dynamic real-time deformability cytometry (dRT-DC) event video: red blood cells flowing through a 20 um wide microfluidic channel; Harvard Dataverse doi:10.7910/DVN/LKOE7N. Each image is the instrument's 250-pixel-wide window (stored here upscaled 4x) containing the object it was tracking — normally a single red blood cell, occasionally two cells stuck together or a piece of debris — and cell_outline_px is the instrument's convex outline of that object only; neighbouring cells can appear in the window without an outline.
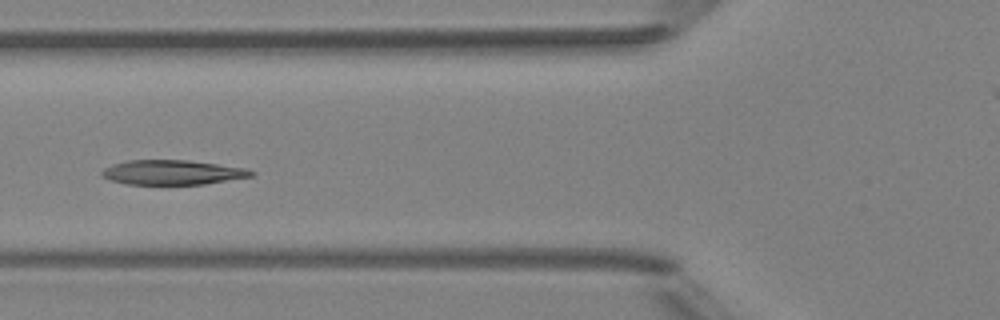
{"species": "Egyptian fruit bat (a non-hibernating species)", "species_latin": "Rousettus aegyptiacus", "temperature_condition": "room temperature", "stored_images_in_passage": 5, "camera_frame_rate_fps": 3000, "um_per_image_px": 0.085, "animal": {"sex": "female"}, "frame": {"image": 1, "passage_image": 4, "time_ms": 3.333, "image_size_px": [1000, 320], "cell_outline_px": [[256, 172], [252, 176], [204, 184], [128, 184], [112, 180], [100, 176], [100, 172], [104, 168], [112, 164], [128, 160], [188, 160], [248, 168]], "centroid_in_image_um": [14.66, 14.64], "position_along_channel_um": 111.1, "area_um2": 21.44}}
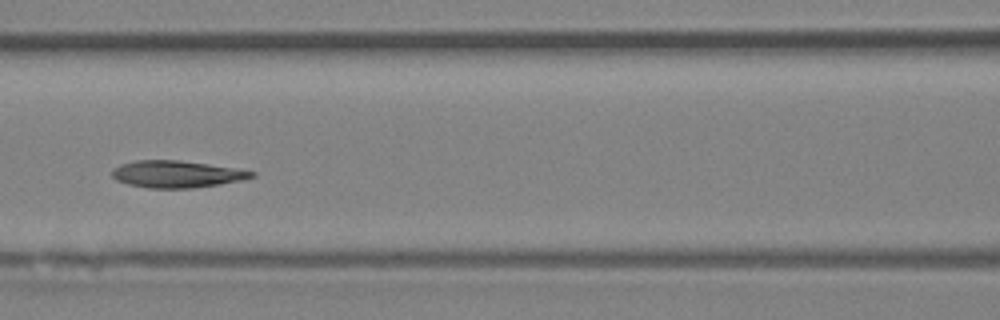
{"frame": {"image": 2, "passage_image": 5, "time_ms": 4.333, "image_size_px": [1000, 320], "cell_outline_px": [[256, 176], [244, 180], [220, 184], [192, 188], [148, 188], [128, 184], [116, 180], [112, 176], [112, 168], [120, 164], [136, 160], [180, 160], [236, 168], [256, 172]], "centroid_in_image_um": [15.02, 14.8], "position_along_channel_um": 151.6, "area_um2": 22.08}}